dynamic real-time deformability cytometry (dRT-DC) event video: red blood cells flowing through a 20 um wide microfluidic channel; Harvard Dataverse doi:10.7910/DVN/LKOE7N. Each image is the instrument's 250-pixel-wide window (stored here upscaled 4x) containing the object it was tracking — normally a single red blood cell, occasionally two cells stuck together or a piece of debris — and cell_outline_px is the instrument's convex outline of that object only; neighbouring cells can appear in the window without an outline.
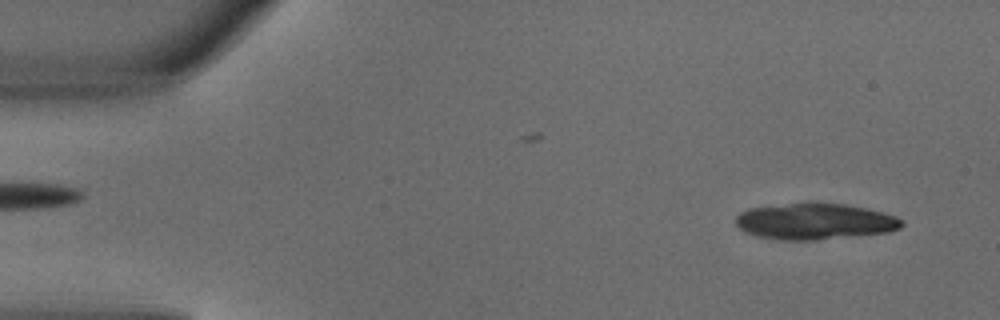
{"species": "common noctule bat (a hibernating species)", "species_latin": "Nyctalus noctula", "temperature_condition": "warm", "stored_images_in_passage": 4, "segment_of_instrument_passage": [1, 2], "camera_frame_rate_fps": 3000, "um_per_image_px": 0.085, "animal": {"sex": "male", "body_mass_g": 18.8}, "frame": {"image": 1, "passage_image": 1, "time_ms": 0.0, "image_size_px": [1000, 320], "cell_outline_px": [[904, 224], [900, 228], [888, 232], [816, 240], [780, 240], [756, 236], [740, 228], [736, 224], [736, 216], [740, 212], [748, 208], [812, 200], [844, 204], [884, 212], [896, 216], [904, 220]], "centroid_in_image_um": [69.27, 18.79], "position_along_channel_um": 15.7, "area_um2": 35.66}}